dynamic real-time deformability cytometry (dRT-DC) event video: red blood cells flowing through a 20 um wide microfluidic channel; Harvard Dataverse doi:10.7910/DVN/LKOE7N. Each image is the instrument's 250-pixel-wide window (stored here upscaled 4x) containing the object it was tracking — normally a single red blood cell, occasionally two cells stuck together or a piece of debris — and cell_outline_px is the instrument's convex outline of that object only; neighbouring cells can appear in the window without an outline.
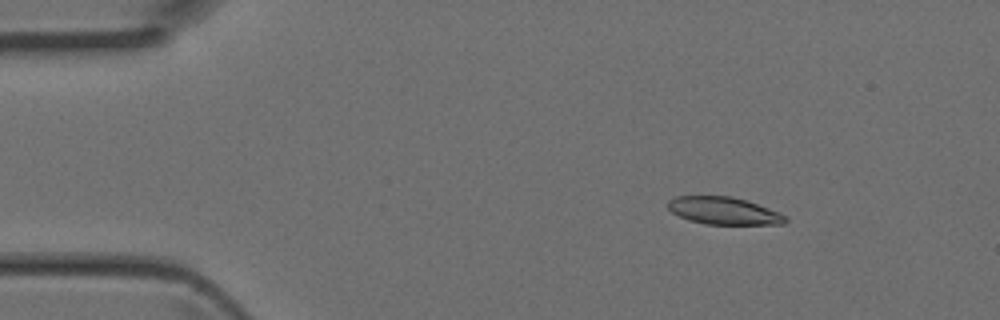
{"species": "Egyptian fruit bat (a non-hibernating species)", "species_latin": "Rousettus aegyptiacus", "temperature_condition": "room temperature", "stored_images_in_passage": 4, "camera_frame_rate_fps": 3000, "um_per_image_px": 0.085, "animal": {"sex": "female"}, "frame": {"image": 1, "passage_image": 1, "time_ms": 0.0, "image_size_px": [1000, 320], "cell_outline_px": [[788, 220], [784, 224], [704, 224], [688, 220], [672, 212], [668, 208], [668, 200], [676, 196], [732, 196], [768, 208], [784, 216]], "centroid_in_image_um": [61.47, 17.92], "position_along_channel_um": 23.5, "area_um2": 18.5}}
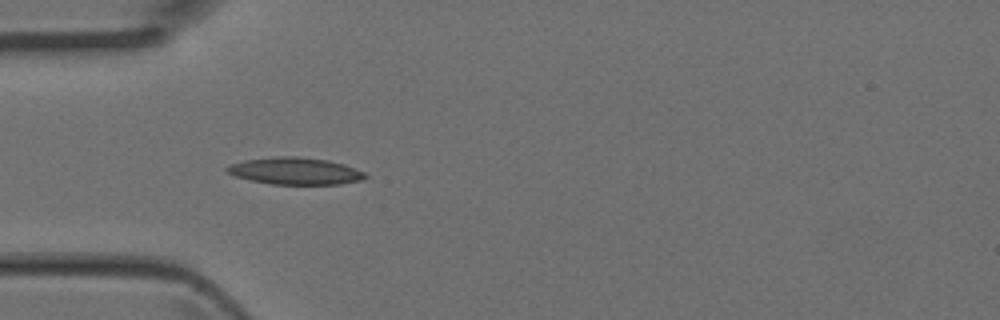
{"frame": {"image": 2, "passage_image": 3, "time_ms": 0.667, "image_size_px": [1000, 320], "cell_outline_px": [[368, 176], [364, 180], [340, 184], [272, 184], [252, 180], [236, 176], [228, 172], [224, 168], [232, 164], [244, 160], [280, 156], [296, 156], [328, 160], [344, 164], [364, 172]], "centroid_in_image_um": [25.13, 14.53], "position_along_channel_um": 59.9, "area_um2": 21.62}}
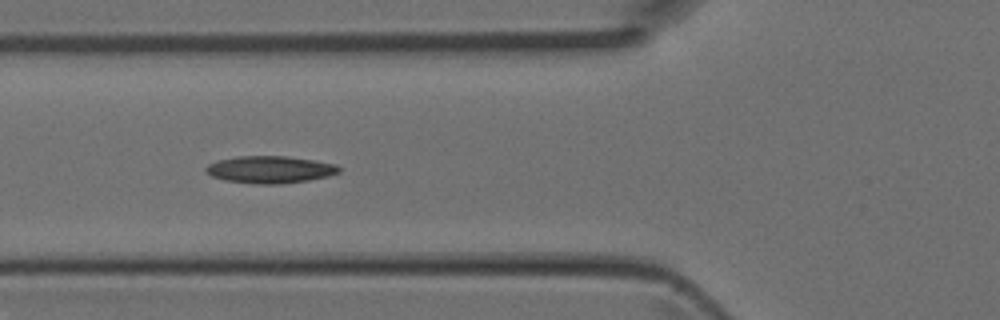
{"frame": {"image": 3, "passage_image": 4, "time_ms": 1.0, "image_size_px": [1000, 320], "cell_outline_px": [[340, 172], [328, 176], [308, 180], [280, 184], [252, 184], [224, 180], [212, 176], [204, 168], [208, 164], [216, 160], [236, 156], [288, 156], [336, 164], [340, 168]], "centroid_in_image_um": [22.93, 14.41], "position_along_channel_um": 102.9, "area_um2": 21.15}}